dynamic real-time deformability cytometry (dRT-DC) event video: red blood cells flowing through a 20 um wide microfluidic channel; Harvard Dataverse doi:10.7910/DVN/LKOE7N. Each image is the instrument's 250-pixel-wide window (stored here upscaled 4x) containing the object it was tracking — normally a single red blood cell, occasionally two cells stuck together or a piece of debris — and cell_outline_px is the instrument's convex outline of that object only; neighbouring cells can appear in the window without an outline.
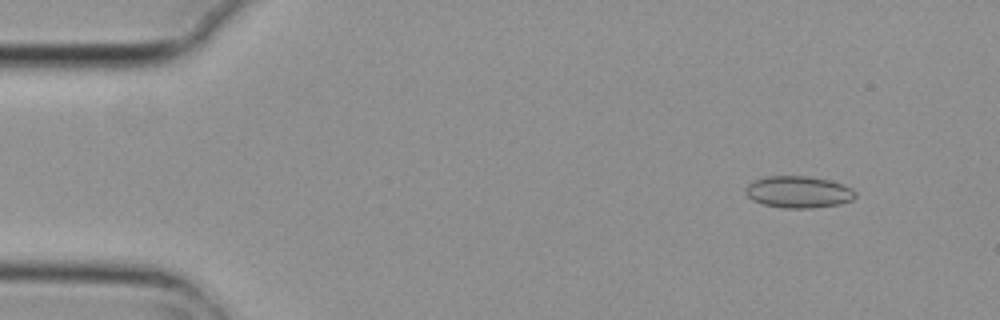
{"species": "common noctule bat (a hibernating species)", "species_latin": "Nyctalus noctula", "temperature_condition": "cold", "stored_images_in_passage": 5, "camera_frame_rate_fps": 3000, "um_per_image_px": 0.085, "animal": {"sex": "female", "body_mass_g": 29.2, "forearm_length_mm": 56.3}, "frame": {"image": 1, "passage_image": 2, "time_ms": 0.333, "image_size_px": [1000, 320], "cell_outline_px": [[856, 196], [852, 200], [840, 204], [812, 208], [784, 208], [764, 204], [752, 200], [748, 196], [744, 188], [748, 184], [756, 180], [768, 176], [808, 176], [832, 180], [844, 184], [852, 188], [856, 192]], "centroid_in_image_um": [67.91, 16.31], "position_along_channel_um": 17.1, "area_um2": 20.46}}
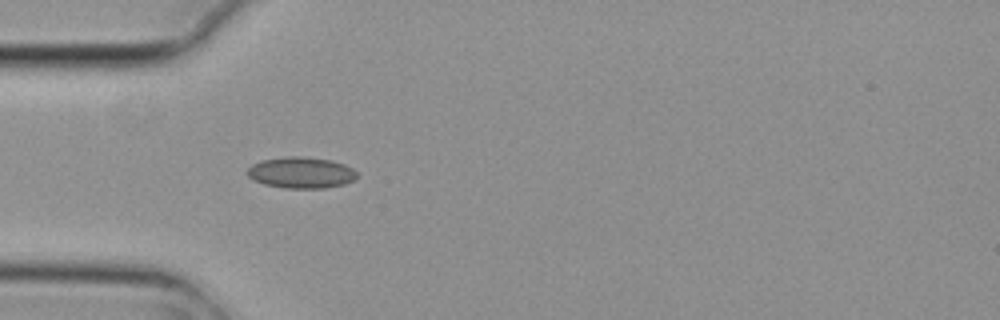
{"frame": {"image": 2, "passage_image": 5, "time_ms": 1.333, "image_size_px": [1000, 320], "cell_outline_px": [[356, 176], [352, 180], [344, 184], [324, 188], [284, 188], [264, 184], [252, 180], [244, 172], [252, 164], [260, 160], [284, 156], [300, 156], [332, 160], [344, 164], [352, 168], [356, 172]], "centroid_in_image_um": [25.53, 14.66], "position_along_channel_um": 59.5, "area_um2": 20.11}}